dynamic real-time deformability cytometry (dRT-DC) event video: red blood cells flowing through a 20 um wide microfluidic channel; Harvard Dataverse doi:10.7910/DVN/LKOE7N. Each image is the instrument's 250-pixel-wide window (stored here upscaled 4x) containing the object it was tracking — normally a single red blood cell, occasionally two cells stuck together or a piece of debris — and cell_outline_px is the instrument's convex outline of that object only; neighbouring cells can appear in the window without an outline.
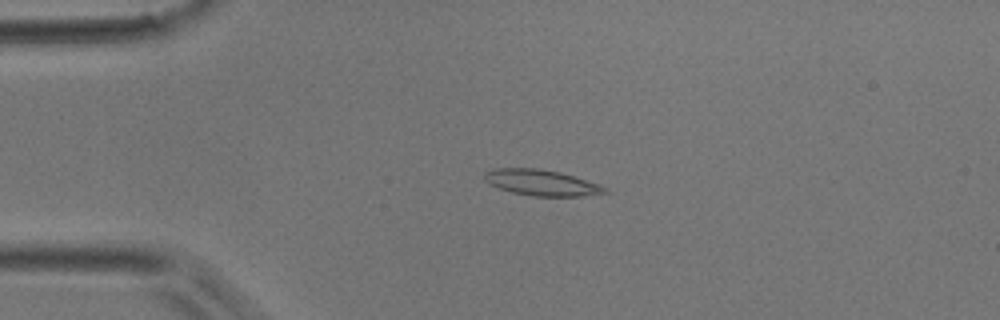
{"species": "common noctule bat (a hibernating species)", "species_latin": "Nyctalus noctula", "temperature_condition": "room temperature", "stored_images_in_passage": 39, "camera_frame_rate_fps": 3000, "um_per_image_px": 0.085, "animal": {"sex": "male", "body_mass_g": 17.9}, "frame": {"image": 1, "passage_image": 4, "time_ms": 1.0, "image_size_px": [1000, 320], "cell_outline_px": [[608, 192], [584, 196], [532, 196], [512, 192], [488, 184], [484, 180], [484, 172], [492, 168], [536, 168], [560, 172], [600, 184], [608, 188]], "centroid_in_image_um": [46.01, 15.52], "position_along_channel_um": 39.0, "area_um2": 18.26}}
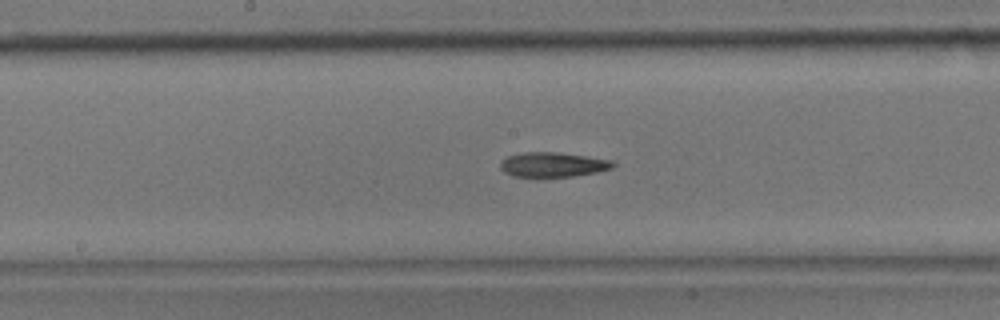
{"frame": {"image": 2, "passage_image": 17, "time_ms": 5.333, "image_size_px": [1000, 320], "cell_outline_px": [[616, 164], [612, 168], [596, 172], [572, 176], [512, 176], [504, 172], [500, 168], [500, 164], [508, 156], [524, 152], [560, 152], [612, 160]], "centroid_in_image_um": [47.01, 13.98], "position_along_channel_um": 201.2, "area_um2": 16.01}}
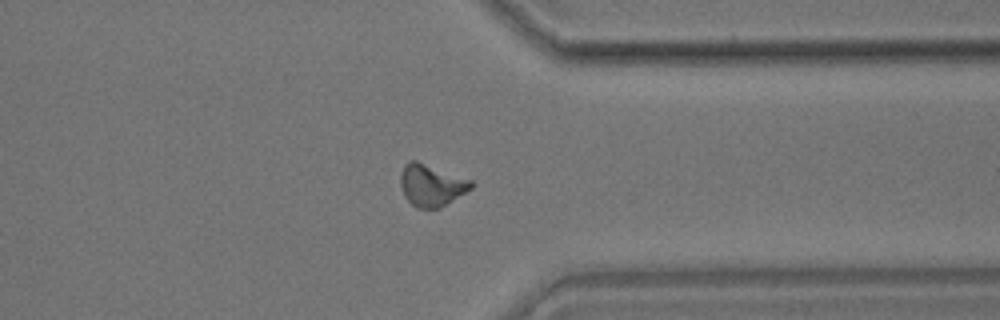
{"frame": {"image": 3, "passage_image": 29, "time_ms": 9.333, "image_size_px": [1000, 320], "cell_outline_px": [[472, 188], [440, 208], [416, 208], [404, 196], [400, 184], [400, 172], [404, 164], [408, 160], [416, 160], [472, 180]], "centroid_in_image_um": [36.63, 15.73], "position_along_channel_um": 374.8, "area_um2": 17.28}}